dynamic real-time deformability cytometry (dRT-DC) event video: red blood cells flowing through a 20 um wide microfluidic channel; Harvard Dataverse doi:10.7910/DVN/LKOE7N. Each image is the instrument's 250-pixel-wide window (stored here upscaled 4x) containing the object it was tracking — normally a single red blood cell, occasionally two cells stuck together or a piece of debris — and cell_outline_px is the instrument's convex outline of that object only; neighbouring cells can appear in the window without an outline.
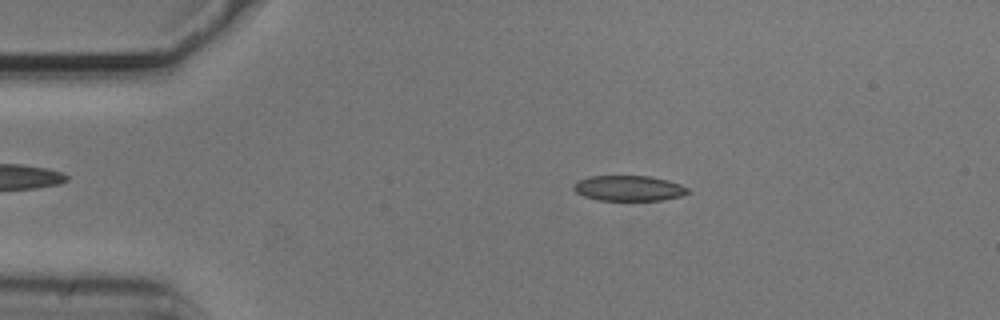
{"species": "common noctule bat (a hibernating species)", "species_latin": "Nyctalus noctula", "temperature_condition": "cold", "stored_images_in_passage": 45, "camera_frame_rate_fps": 3000, "um_per_image_px": 0.085, "animal": {"sex": "male", "body_mass_g": 20.5, "forearm_length_mm": 52.5}, "frame": {"image": 1, "passage_image": 2, "time_ms": 0.333, "image_size_px": [1000, 320], "cell_outline_px": [[692, 192], [680, 196], [660, 200], [596, 200], [584, 196], [576, 192], [572, 188], [572, 184], [576, 180], [588, 176], [648, 176], [668, 180], [680, 184], [688, 188]], "centroid_in_image_um": [53.41, 15.99], "position_along_channel_um": 31.6, "area_um2": 17.05}}
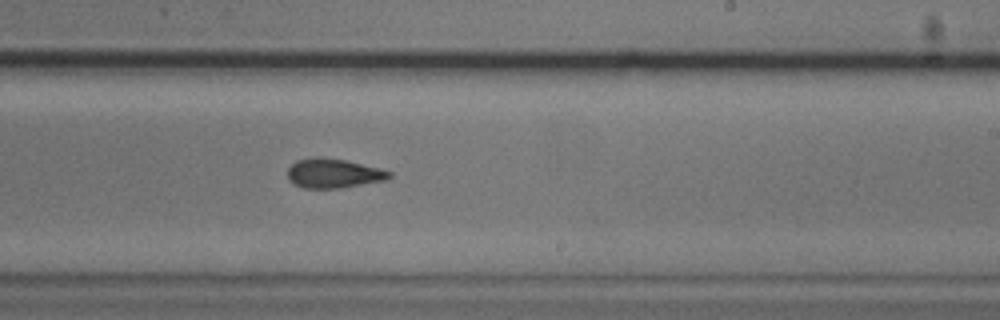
{"frame": {"image": 2, "passage_image": 24, "time_ms": 7.667, "image_size_px": [1000, 320], "cell_outline_px": [[392, 176], [384, 180], [340, 188], [304, 188], [292, 184], [288, 180], [288, 168], [296, 160], [316, 156], [320, 156], [344, 160], [392, 172]], "centroid_in_image_um": [28.27, 14.73], "position_along_channel_um": 260.7, "area_um2": 17.28}}
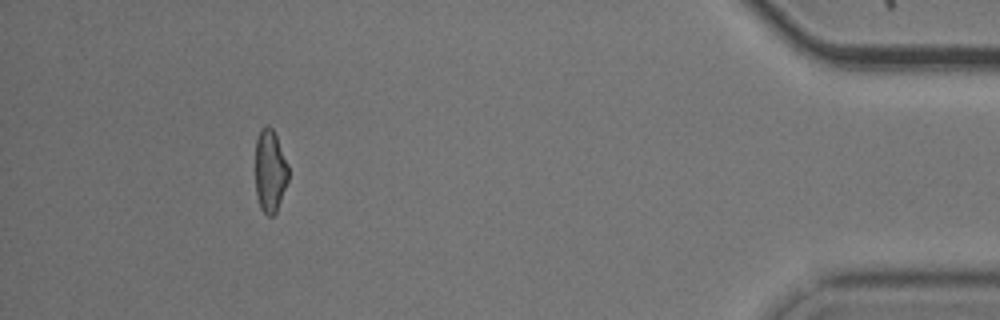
{"frame": {"image": 3, "passage_image": 41, "time_ms": 13.333, "image_size_px": [1000, 320], "cell_outline_px": [[288, 180], [276, 212], [272, 216], [268, 216], [260, 208], [256, 196], [256, 140], [260, 128], [268, 124], [272, 128], [276, 136], [288, 164]], "centroid_in_image_um": [22.95, 14.52], "position_along_channel_um": 412.3, "area_um2": 15.9}, "authors_computed_cell_mechanics": {"area_um2": 17.2822, "velocity_mm_per_s": 3.7384, "shape_relaxation_time_tau1_ms": null, "shape_relaxation_time_tau2_ms": 3.4121, "deformation_change_tau1": null, "deformation_change_tau2": 0.1159}}